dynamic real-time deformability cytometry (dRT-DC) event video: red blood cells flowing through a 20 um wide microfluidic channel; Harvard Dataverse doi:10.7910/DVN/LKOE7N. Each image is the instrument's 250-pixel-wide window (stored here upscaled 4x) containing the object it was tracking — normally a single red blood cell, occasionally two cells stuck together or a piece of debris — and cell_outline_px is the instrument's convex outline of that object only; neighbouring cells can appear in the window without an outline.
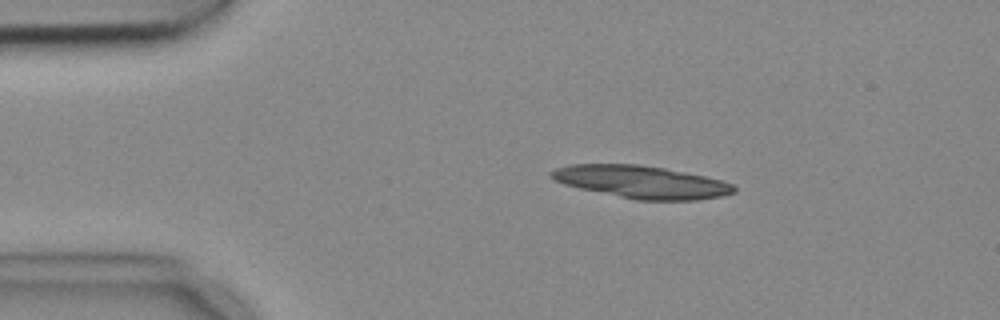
{"species": "common noctule bat (a hibernating species)", "species_latin": "Nyctalus noctula", "temperature_condition": "cold", "stored_images_in_passage": 5, "camera_frame_rate_fps": 3000, "um_per_image_px": 0.085, "animal": {"sex": "female", "body_mass_g": 18.4}, "frame": {"image": 1, "passage_image": 2, "time_ms": 0.333, "image_size_px": [1000, 320], "cell_outline_px": [[736, 192], [720, 196], [696, 200], [636, 200], [580, 188], [564, 184], [548, 176], [548, 172], [556, 168], [572, 164], [640, 164], [664, 168], [704, 176], [720, 180], [732, 184], [736, 188]], "centroid_in_image_um": [54.5, 15.46], "position_along_channel_um": 30.5, "area_um2": 34.45}}